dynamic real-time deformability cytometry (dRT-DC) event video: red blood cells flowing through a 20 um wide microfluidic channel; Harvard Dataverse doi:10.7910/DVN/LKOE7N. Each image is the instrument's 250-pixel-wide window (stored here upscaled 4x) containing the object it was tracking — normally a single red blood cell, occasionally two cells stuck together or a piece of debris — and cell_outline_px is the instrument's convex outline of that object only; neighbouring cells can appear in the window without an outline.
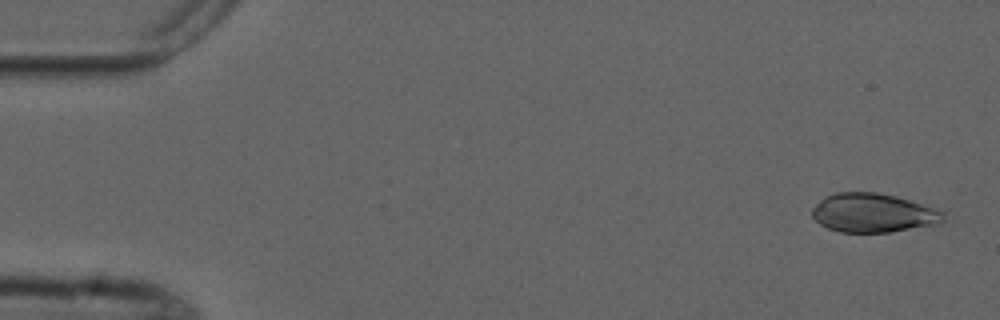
{"species": "common noctule bat (a hibernating species)", "species_latin": "Nyctalus noctula", "temperature_condition": "cold", "stored_images_in_passage": 5, "camera_frame_rate_fps": 3000, "um_per_image_px": 0.085, "animal": {"sex": "male", "forearm_length_mm": 52.5}, "frame": {"image": 1, "passage_image": 1, "time_ms": 0.0, "image_size_px": [1000, 320], "cell_outline_px": [[944, 220], [940, 224], [888, 232], [840, 232], [828, 228], [820, 224], [812, 216], [812, 208], [824, 196], [836, 192], [876, 192], [896, 196], [936, 208], [944, 212]], "centroid_in_image_um": [74.22, 18.09], "position_along_channel_um": 10.8, "area_um2": 29.88}}
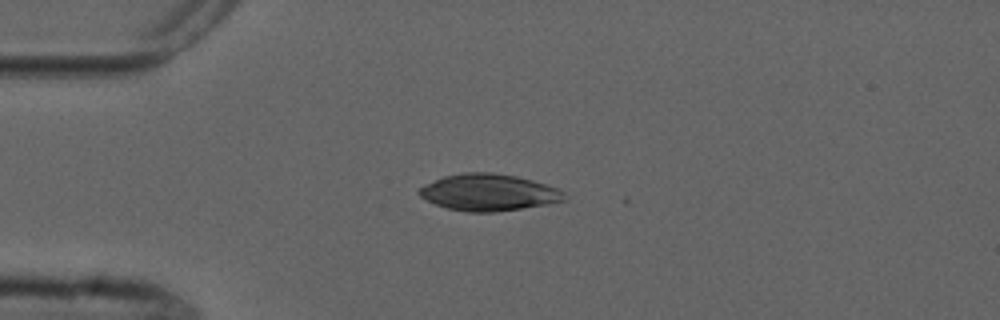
{"frame": {"image": 2, "passage_image": 4, "time_ms": 3.667, "image_size_px": [1000, 320], "cell_outline_px": [[568, 200], [548, 204], [496, 212], [468, 212], [448, 208], [436, 204], [420, 196], [416, 192], [424, 184], [444, 176], [464, 172], [492, 172], [516, 176], [532, 180], [560, 188], [568, 196]], "centroid_in_image_um": [41.58, 16.35], "position_along_channel_um": 43.4, "area_um2": 31.27}}